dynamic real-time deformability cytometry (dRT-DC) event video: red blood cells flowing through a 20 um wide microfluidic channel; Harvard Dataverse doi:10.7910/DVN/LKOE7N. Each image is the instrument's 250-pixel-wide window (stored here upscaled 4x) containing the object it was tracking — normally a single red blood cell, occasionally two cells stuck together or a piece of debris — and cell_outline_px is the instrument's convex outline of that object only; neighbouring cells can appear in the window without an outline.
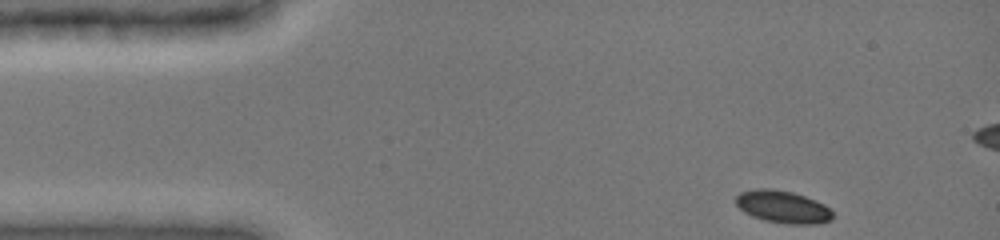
{"species": "common noctule bat (a hibernating species)", "species_latin": "Nyctalus noctula", "temperature_condition": "cold", "stored_images_in_passage": 39, "camera_frame_rate_fps": 3000, "um_per_image_px": 0.085, "animal": {"sex": "female", "body_mass_g": 19.0, "forearm_length_mm": 51.5}, "frame": {"image": 1, "passage_image": 1, "time_ms": 0.0, "image_size_px": [1000, 240], "cell_outline_px": [[832, 220], [816, 224], [788, 224], [764, 220], [752, 216], [744, 212], [736, 204], [736, 196], [740, 192], [756, 188], [768, 188], [792, 192], [804, 196], [824, 204], [832, 212]], "centroid_in_image_um": [66.52, 17.58], "position_along_channel_um": 18.5, "area_um2": 18.21}}
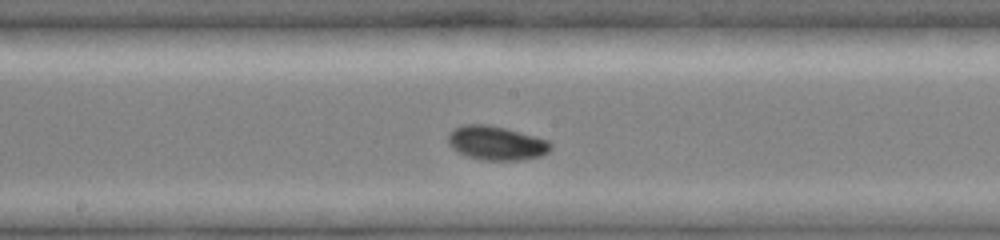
{"frame": {"image": 2, "passage_image": 21, "time_ms": 6.667, "image_size_px": [1000, 240], "cell_outline_px": [[552, 148], [548, 152], [540, 156], [520, 160], [484, 160], [468, 156], [452, 148], [448, 144], [448, 136], [456, 128], [464, 124], [488, 124], [504, 128], [548, 140], [552, 144]], "centroid_in_image_um": [42.2, 12.16], "position_along_channel_um": 206.0, "area_um2": 20.06}}
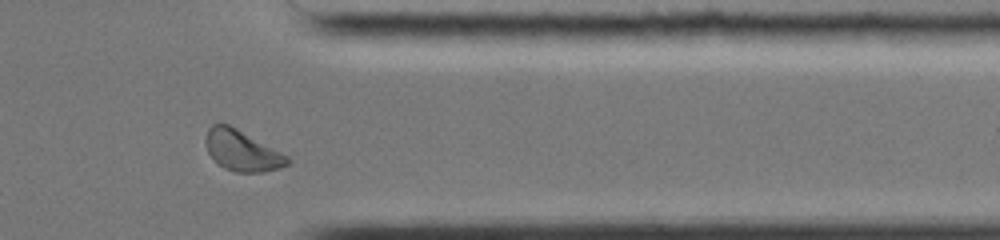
{"frame": {"image": 3, "passage_image": 35, "time_ms": 11.333, "image_size_px": [1000, 240], "cell_outline_px": [[292, 160], [288, 164], [280, 168], [264, 172], [236, 172], [224, 168], [208, 152], [204, 140], [208, 128], [212, 124], [228, 124], [236, 128], [288, 156]], "centroid_in_image_um": [20.57, 12.81], "position_along_channel_um": 390.8, "area_um2": 19.13}, "authors_computed_cell_mechanics": {"area_um2": 19.1318, "velocity_mm_per_s": 3.9705, "shape_relaxation_time_tau1_ms": 2.2022, "shape_relaxation_time_tau2_ms": null, "deformation_change_tau1": 0.0945, "deformation_change_tau2": null}}